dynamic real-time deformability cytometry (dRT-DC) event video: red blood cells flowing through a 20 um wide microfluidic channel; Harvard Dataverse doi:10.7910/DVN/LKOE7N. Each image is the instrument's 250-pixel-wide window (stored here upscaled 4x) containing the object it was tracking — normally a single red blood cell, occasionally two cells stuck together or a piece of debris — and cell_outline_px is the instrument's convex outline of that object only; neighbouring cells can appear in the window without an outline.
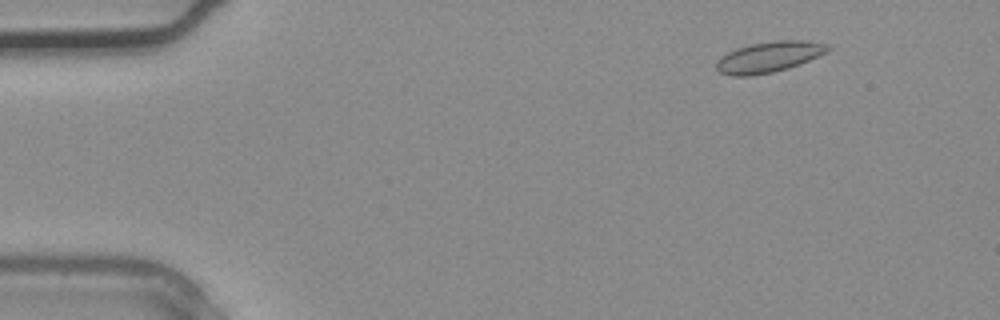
{"species": "common noctule bat (a hibernating species)", "species_latin": "Nyctalus noctula", "temperature_condition": "warm", "stored_images_in_passage": 37, "camera_frame_rate_fps": 3000, "um_per_image_px": 0.085, "animal": {"sex": "male", "body_mass_g": 20.4}, "frame": {"image": 1, "passage_image": 4, "time_ms": 1.0, "image_size_px": [1000, 320], "cell_outline_px": [[832, 48], [800, 64], [788, 68], [772, 72], [752, 76], [732, 76], [720, 72], [716, 68], [716, 60], [720, 56], [736, 48], [752, 44], [776, 40], [804, 40], [828, 44]], "centroid_in_image_um": [65.32, 4.84], "position_along_channel_um": 19.7, "area_um2": 19.88}}
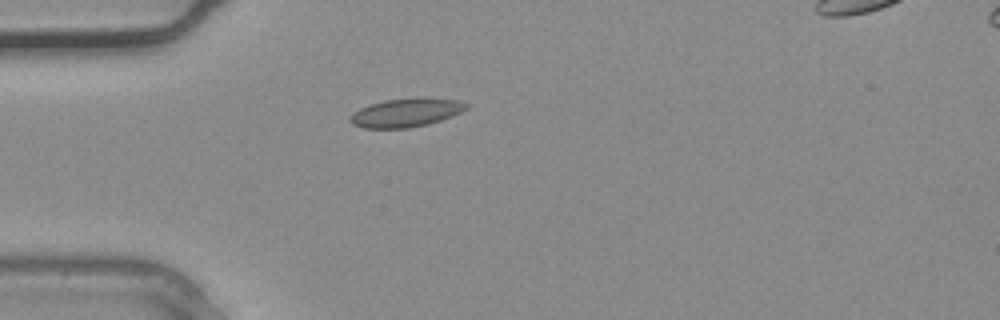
{"frame": {"image": 2, "passage_image": 10, "time_ms": 3.0, "image_size_px": [1000, 320], "cell_outline_px": [[472, 104], [468, 108], [452, 116], [428, 124], [408, 128], [364, 128], [352, 124], [348, 120], [352, 112], [368, 104], [384, 100], [420, 96], [428, 96], [456, 100]], "centroid_in_image_um": [34.53, 9.54], "position_along_channel_um": 50.5, "area_um2": 19.88}}
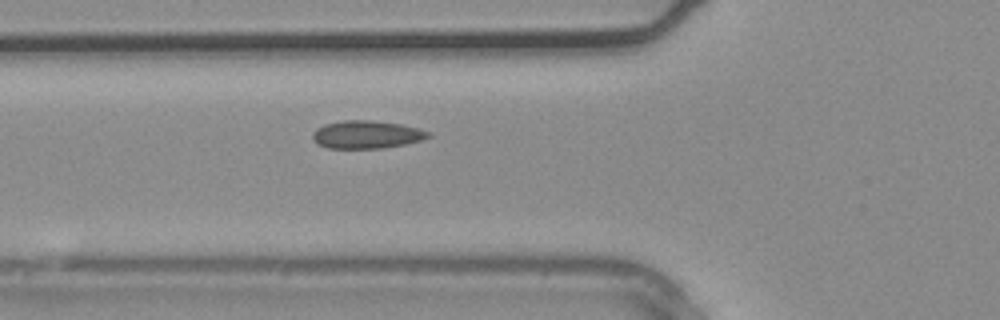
{"frame": {"image": 3, "passage_image": 13, "time_ms": 4.0, "image_size_px": [1000, 320], "cell_outline_px": [[432, 136], [420, 140], [404, 144], [384, 148], [328, 148], [316, 144], [312, 140], [312, 132], [316, 128], [324, 124], [344, 120], [372, 120], [400, 124], [416, 128], [428, 132]], "centroid_in_image_um": [31.09, 11.44], "position_along_channel_um": 94.7, "area_um2": 18.79}}